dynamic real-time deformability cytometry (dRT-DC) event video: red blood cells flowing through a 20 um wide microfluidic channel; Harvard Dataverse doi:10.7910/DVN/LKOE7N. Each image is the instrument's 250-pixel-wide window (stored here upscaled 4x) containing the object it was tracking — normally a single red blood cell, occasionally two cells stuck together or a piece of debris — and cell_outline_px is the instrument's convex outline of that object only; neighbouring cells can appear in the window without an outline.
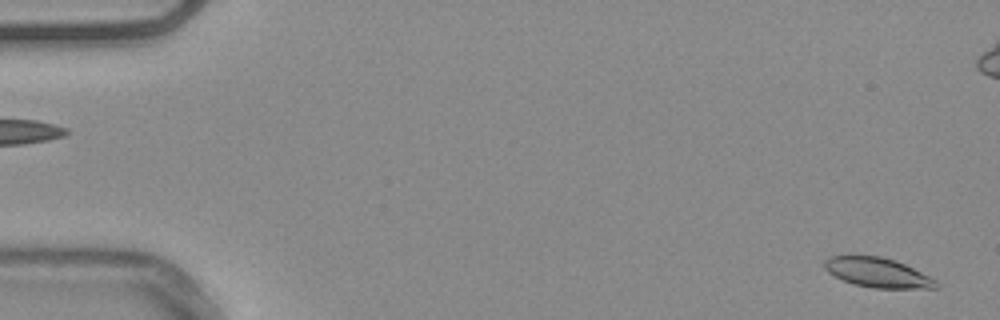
{"species": "common noctule bat (a hibernating species)", "species_latin": "Nyctalus noctula", "temperature_condition": "warm", "stored_images_in_passage": 55, "camera_frame_rate_fps": 3000, "um_per_image_px": 0.085, "animal": {"sex": "male", "body_mass_g": 20.4}, "frame": {"image": 1, "passage_image": 2, "time_ms": 0.333, "image_size_px": [1000, 320], "cell_outline_px": [[940, 288], [872, 288], [856, 284], [844, 280], [828, 272], [824, 268], [824, 260], [828, 256], [880, 256], [896, 260], [936, 280], [940, 284]], "centroid_in_image_um": [74.61, 23.17], "position_along_channel_um": 10.4, "area_um2": 19.07}}
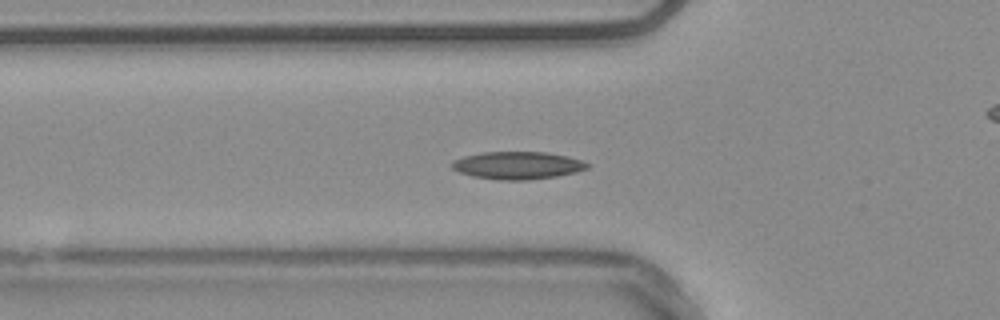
{"frame": {"image": 2, "passage_image": 19, "time_ms": 6.0, "image_size_px": [1000, 320], "cell_outline_px": [[588, 168], [576, 172], [556, 176], [528, 180], [500, 180], [472, 176], [460, 172], [452, 168], [448, 164], [452, 160], [464, 156], [480, 152], [548, 152], [568, 156], [580, 160], [588, 164]], "centroid_in_image_um": [43.94, 14.05], "position_along_channel_um": 81.9, "area_um2": 21.85}}
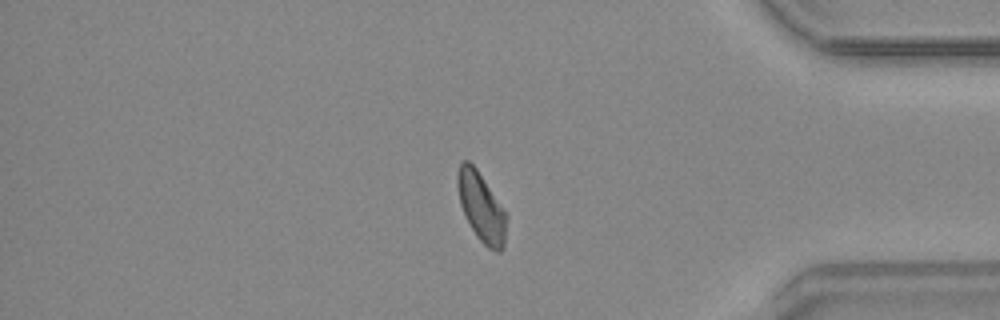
{"frame": {"image": 3, "passage_image": 46, "time_ms": 15.0, "image_size_px": [1000, 320], "cell_outline_px": [[508, 216], [504, 248], [500, 252], [496, 252], [488, 248], [476, 236], [460, 204], [456, 184], [456, 176], [460, 160], [468, 160], [476, 168], [508, 212]], "centroid_in_image_um": [40.94, 17.59], "position_along_channel_um": 394.3, "area_um2": 20.17}, "authors_computed_cell_mechanics": {"area_um2": 20.0566, "velocity_mm_per_s": 3.7412, "shape_relaxation_time_tau1_ms": 9.1751, "shape_relaxation_time_tau2_ms": 6.4228, "deformation_change_tau1": 0.1415, "deformation_change_tau2": 0.113}}